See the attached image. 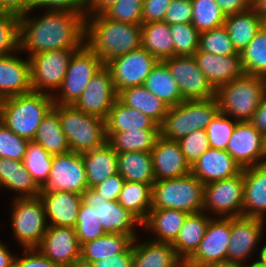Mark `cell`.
<instances>
[{
  "label": "cell",
  "instance_id": "obj_27",
  "mask_svg": "<svg viewBox=\"0 0 266 267\" xmlns=\"http://www.w3.org/2000/svg\"><path fill=\"white\" fill-rule=\"evenodd\" d=\"M137 239H133L132 267H185V262L177 255L172 244L150 239L136 244Z\"/></svg>",
  "mask_w": 266,
  "mask_h": 267
},
{
  "label": "cell",
  "instance_id": "obj_14",
  "mask_svg": "<svg viewBox=\"0 0 266 267\" xmlns=\"http://www.w3.org/2000/svg\"><path fill=\"white\" fill-rule=\"evenodd\" d=\"M82 203L96 208L97 218L106 233L128 234L133 239L137 237L134 228L142 227V222L118 201H109L93 188H88L82 194Z\"/></svg>",
  "mask_w": 266,
  "mask_h": 267
},
{
  "label": "cell",
  "instance_id": "obj_54",
  "mask_svg": "<svg viewBox=\"0 0 266 267\" xmlns=\"http://www.w3.org/2000/svg\"><path fill=\"white\" fill-rule=\"evenodd\" d=\"M46 10L86 13V0H31L30 11L36 8Z\"/></svg>",
  "mask_w": 266,
  "mask_h": 267
},
{
  "label": "cell",
  "instance_id": "obj_19",
  "mask_svg": "<svg viewBox=\"0 0 266 267\" xmlns=\"http://www.w3.org/2000/svg\"><path fill=\"white\" fill-rule=\"evenodd\" d=\"M37 248L45 257L62 267H69L81 256V245L73 227L49 226Z\"/></svg>",
  "mask_w": 266,
  "mask_h": 267
},
{
  "label": "cell",
  "instance_id": "obj_18",
  "mask_svg": "<svg viewBox=\"0 0 266 267\" xmlns=\"http://www.w3.org/2000/svg\"><path fill=\"white\" fill-rule=\"evenodd\" d=\"M118 98L110 70L104 65L95 74L73 106L89 115L106 119Z\"/></svg>",
  "mask_w": 266,
  "mask_h": 267
},
{
  "label": "cell",
  "instance_id": "obj_11",
  "mask_svg": "<svg viewBox=\"0 0 266 267\" xmlns=\"http://www.w3.org/2000/svg\"><path fill=\"white\" fill-rule=\"evenodd\" d=\"M75 51L74 49L49 50L28 57L32 91L49 95L54 94L51 93L53 90L59 91ZM48 90L51 92H45Z\"/></svg>",
  "mask_w": 266,
  "mask_h": 267
},
{
  "label": "cell",
  "instance_id": "obj_56",
  "mask_svg": "<svg viewBox=\"0 0 266 267\" xmlns=\"http://www.w3.org/2000/svg\"><path fill=\"white\" fill-rule=\"evenodd\" d=\"M171 0H143L142 23L163 21Z\"/></svg>",
  "mask_w": 266,
  "mask_h": 267
},
{
  "label": "cell",
  "instance_id": "obj_6",
  "mask_svg": "<svg viewBox=\"0 0 266 267\" xmlns=\"http://www.w3.org/2000/svg\"><path fill=\"white\" fill-rule=\"evenodd\" d=\"M61 129L72 152L85 153L107 142L105 120L86 114L73 105H54Z\"/></svg>",
  "mask_w": 266,
  "mask_h": 267
},
{
  "label": "cell",
  "instance_id": "obj_42",
  "mask_svg": "<svg viewBox=\"0 0 266 267\" xmlns=\"http://www.w3.org/2000/svg\"><path fill=\"white\" fill-rule=\"evenodd\" d=\"M244 73L266 77V28L262 26L240 52Z\"/></svg>",
  "mask_w": 266,
  "mask_h": 267
},
{
  "label": "cell",
  "instance_id": "obj_40",
  "mask_svg": "<svg viewBox=\"0 0 266 267\" xmlns=\"http://www.w3.org/2000/svg\"><path fill=\"white\" fill-rule=\"evenodd\" d=\"M143 85L169 107L184 101L177 82L162 61L150 71Z\"/></svg>",
  "mask_w": 266,
  "mask_h": 267
},
{
  "label": "cell",
  "instance_id": "obj_5",
  "mask_svg": "<svg viewBox=\"0 0 266 267\" xmlns=\"http://www.w3.org/2000/svg\"><path fill=\"white\" fill-rule=\"evenodd\" d=\"M219 112L217 98L184 100L170 106L160 125V136L179 141L195 130H206Z\"/></svg>",
  "mask_w": 266,
  "mask_h": 267
},
{
  "label": "cell",
  "instance_id": "obj_3",
  "mask_svg": "<svg viewBox=\"0 0 266 267\" xmlns=\"http://www.w3.org/2000/svg\"><path fill=\"white\" fill-rule=\"evenodd\" d=\"M52 95L31 91L4 99L0 122L16 135L32 141L43 118L53 108Z\"/></svg>",
  "mask_w": 266,
  "mask_h": 267
},
{
  "label": "cell",
  "instance_id": "obj_37",
  "mask_svg": "<svg viewBox=\"0 0 266 267\" xmlns=\"http://www.w3.org/2000/svg\"><path fill=\"white\" fill-rule=\"evenodd\" d=\"M117 163L118 173L125 181L145 184L156 181L151 152L118 153Z\"/></svg>",
  "mask_w": 266,
  "mask_h": 267
},
{
  "label": "cell",
  "instance_id": "obj_9",
  "mask_svg": "<svg viewBox=\"0 0 266 267\" xmlns=\"http://www.w3.org/2000/svg\"><path fill=\"white\" fill-rule=\"evenodd\" d=\"M103 66L100 58L86 44L76 50L69 61L66 75L59 88L60 97L56 94L52 95L54 105H73L91 78Z\"/></svg>",
  "mask_w": 266,
  "mask_h": 267
},
{
  "label": "cell",
  "instance_id": "obj_39",
  "mask_svg": "<svg viewBox=\"0 0 266 267\" xmlns=\"http://www.w3.org/2000/svg\"><path fill=\"white\" fill-rule=\"evenodd\" d=\"M32 141L40 144L53 156L71 151L67 137L61 129L59 115L53 108L43 118Z\"/></svg>",
  "mask_w": 266,
  "mask_h": 267
},
{
  "label": "cell",
  "instance_id": "obj_16",
  "mask_svg": "<svg viewBox=\"0 0 266 267\" xmlns=\"http://www.w3.org/2000/svg\"><path fill=\"white\" fill-rule=\"evenodd\" d=\"M231 235V218H211L206 233L185 267H208L226 261Z\"/></svg>",
  "mask_w": 266,
  "mask_h": 267
},
{
  "label": "cell",
  "instance_id": "obj_26",
  "mask_svg": "<svg viewBox=\"0 0 266 267\" xmlns=\"http://www.w3.org/2000/svg\"><path fill=\"white\" fill-rule=\"evenodd\" d=\"M38 197L43 201L47 220L50 221L49 226L75 228L82 195L57 191Z\"/></svg>",
  "mask_w": 266,
  "mask_h": 267
},
{
  "label": "cell",
  "instance_id": "obj_70",
  "mask_svg": "<svg viewBox=\"0 0 266 267\" xmlns=\"http://www.w3.org/2000/svg\"><path fill=\"white\" fill-rule=\"evenodd\" d=\"M263 26L266 28V20L263 21Z\"/></svg>",
  "mask_w": 266,
  "mask_h": 267
},
{
  "label": "cell",
  "instance_id": "obj_52",
  "mask_svg": "<svg viewBox=\"0 0 266 267\" xmlns=\"http://www.w3.org/2000/svg\"><path fill=\"white\" fill-rule=\"evenodd\" d=\"M187 163L192 166L210 148L205 130H195L177 141Z\"/></svg>",
  "mask_w": 266,
  "mask_h": 267
},
{
  "label": "cell",
  "instance_id": "obj_49",
  "mask_svg": "<svg viewBox=\"0 0 266 267\" xmlns=\"http://www.w3.org/2000/svg\"><path fill=\"white\" fill-rule=\"evenodd\" d=\"M238 121L218 112L206 128L210 148L226 150L230 137Z\"/></svg>",
  "mask_w": 266,
  "mask_h": 267
},
{
  "label": "cell",
  "instance_id": "obj_20",
  "mask_svg": "<svg viewBox=\"0 0 266 267\" xmlns=\"http://www.w3.org/2000/svg\"><path fill=\"white\" fill-rule=\"evenodd\" d=\"M264 219L258 217H232L231 235L226 261L246 262L262 239Z\"/></svg>",
  "mask_w": 266,
  "mask_h": 267
},
{
  "label": "cell",
  "instance_id": "obj_36",
  "mask_svg": "<svg viewBox=\"0 0 266 267\" xmlns=\"http://www.w3.org/2000/svg\"><path fill=\"white\" fill-rule=\"evenodd\" d=\"M133 244L128 234L106 233L93 241L81 245L80 259L93 263L106 257L124 253Z\"/></svg>",
  "mask_w": 266,
  "mask_h": 267
},
{
  "label": "cell",
  "instance_id": "obj_66",
  "mask_svg": "<svg viewBox=\"0 0 266 267\" xmlns=\"http://www.w3.org/2000/svg\"><path fill=\"white\" fill-rule=\"evenodd\" d=\"M69 267H93V266L91 263H87L79 259L73 262Z\"/></svg>",
  "mask_w": 266,
  "mask_h": 267
},
{
  "label": "cell",
  "instance_id": "obj_35",
  "mask_svg": "<svg viewBox=\"0 0 266 267\" xmlns=\"http://www.w3.org/2000/svg\"><path fill=\"white\" fill-rule=\"evenodd\" d=\"M141 47L158 61L174 56V43L170 25L163 21L141 24Z\"/></svg>",
  "mask_w": 266,
  "mask_h": 267
},
{
  "label": "cell",
  "instance_id": "obj_58",
  "mask_svg": "<svg viewBox=\"0 0 266 267\" xmlns=\"http://www.w3.org/2000/svg\"><path fill=\"white\" fill-rule=\"evenodd\" d=\"M93 267H132L133 244L124 252L91 263Z\"/></svg>",
  "mask_w": 266,
  "mask_h": 267
},
{
  "label": "cell",
  "instance_id": "obj_29",
  "mask_svg": "<svg viewBox=\"0 0 266 267\" xmlns=\"http://www.w3.org/2000/svg\"><path fill=\"white\" fill-rule=\"evenodd\" d=\"M117 156L118 153L107 142L103 146L82 153L88 188H93L118 173Z\"/></svg>",
  "mask_w": 266,
  "mask_h": 267
},
{
  "label": "cell",
  "instance_id": "obj_32",
  "mask_svg": "<svg viewBox=\"0 0 266 267\" xmlns=\"http://www.w3.org/2000/svg\"><path fill=\"white\" fill-rule=\"evenodd\" d=\"M118 98L125 105L150 117L159 126L162 124L169 108L164 101L151 93L144 85L127 87L118 93Z\"/></svg>",
  "mask_w": 266,
  "mask_h": 267
},
{
  "label": "cell",
  "instance_id": "obj_7",
  "mask_svg": "<svg viewBox=\"0 0 266 267\" xmlns=\"http://www.w3.org/2000/svg\"><path fill=\"white\" fill-rule=\"evenodd\" d=\"M204 184L192 173L157 180L152 185V208L181 210L188 214L203 211Z\"/></svg>",
  "mask_w": 266,
  "mask_h": 267
},
{
  "label": "cell",
  "instance_id": "obj_68",
  "mask_svg": "<svg viewBox=\"0 0 266 267\" xmlns=\"http://www.w3.org/2000/svg\"><path fill=\"white\" fill-rule=\"evenodd\" d=\"M249 267H266V265L257 259L255 262L250 264Z\"/></svg>",
  "mask_w": 266,
  "mask_h": 267
},
{
  "label": "cell",
  "instance_id": "obj_31",
  "mask_svg": "<svg viewBox=\"0 0 266 267\" xmlns=\"http://www.w3.org/2000/svg\"><path fill=\"white\" fill-rule=\"evenodd\" d=\"M211 218L212 216H208L204 211L187 215L178 237L172 244L177 255L184 262L198 249Z\"/></svg>",
  "mask_w": 266,
  "mask_h": 267
},
{
  "label": "cell",
  "instance_id": "obj_8",
  "mask_svg": "<svg viewBox=\"0 0 266 267\" xmlns=\"http://www.w3.org/2000/svg\"><path fill=\"white\" fill-rule=\"evenodd\" d=\"M11 216L16 241L24 248H37L49 227L42 199L15 197Z\"/></svg>",
  "mask_w": 266,
  "mask_h": 267
},
{
  "label": "cell",
  "instance_id": "obj_47",
  "mask_svg": "<svg viewBox=\"0 0 266 267\" xmlns=\"http://www.w3.org/2000/svg\"><path fill=\"white\" fill-rule=\"evenodd\" d=\"M20 16L0 12V57L19 51Z\"/></svg>",
  "mask_w": 266,
  "mask_h": 267
},
{
  "label": "cell",
  "instance_id": "obj_12",
  "mask_svg": "<svg viewBox=\"0 0 266 267\" xmlns=\"http://www.w3.org/2000/svg\"><path fill=\"white\" fill-rule=\"evenodd\" d=\"M243 192V171L232 178L206 184L203 211L211 210L212 213L222 218L242 216Z\"/></svg>",
  "mask_w": 266,
  "mask_h": 267
},
{
  "label": "cell",
  "instance_id": "obj_25",
  "mask_svg": "<svg viewBox=\"0 0 266 267\" xmlns=\"http://www.w3.org/2000/svg\"><path fill=\"white\" fill-rule=\"evenodd\" d=\"M242 216L264 218L266 213V163L244 168Z\"/></svg>",
  "mask_w": 266,
  "mask_h": 267
},
{
  "label": "cell",
  "instance_id": "obj_21",
  "mask_svg": "<svg viewBox=\"0 0 266 267\" xmlns=\"http://www.w3.org/2000/svg\"><path fill=\"white\" fill-rule=\"evenodd\" d=\"M153 171L156 181L180 178L191 173L177 141L159 136L151 151Z\"/></svg>",
  "mask_w": 266,
  "mask_h": 267
},
{
  "label": "cell",
  "instance_id": "obj_50",
  "mask_svg": "<svg viewBox=\"0 0 266 267\" xmlns=\"http://www.w3.org/2000/svg\"><path fill=\"white\" fill-rule=\"evenodd\" d=\"M143 0H118L103 14L116 22L142 24Z\"/></svg>",
  "mask_w": 266,
  "mask_h": 267
},
{
  "label": "cell",
  "instance_id": "obj_60",
  "mask_svg": "<svg viewBox=\"0 0 266 267\" xmlns=\"http://www.w3.org/2000/svg\"><path fill=\"white\" fill-rule=\"evenodd\" d=\"M31 0H0V12L14 13L19 16L30 13Z\"/></svg>",
  "mask_w": 266,
  "mask_h": 267
},
{
  "label": "cell",
  "instance_id": "obj_1",
  "mask_svg": "<svg viewBox=\"0 0 266 267\" xmlns=\"http://www.w3.org/2000/svg\"><path fill=\"white\" fill-rule=\"evenodd\" d=\"M20 16L19 51L29 56L57 49L78 50L85 44L86 13L47 10L42 17ZM31 18V19H30Z\"/></svg>",
  "mask_w": 266,
  "mask_h": 267
},
{
  "label": "cell",
  "instance_id": "obj_17",
  "mask_svg": "<svg viewBox=\"0 0 266 267\" xmlns=\"http://www.w3.org/2000/svg\"><path fill=\"white\" fill-rule=\"evenodd\" d=\"M226 151L242 169L263 164L266 163V138L249 121L237 122Z\"/></svg>",
  "mask_w": 266,
  "mask_h": 267
},
{
  "label": "cell",
  "instance_id": "obj_23",
  "mask_svg": "<svg viewBox=\"0 0 266 267\" xmlns=\"http://www.w3.org/2000/svg\"><path fill=\"white\" fill-rule=\"evenodd\" d=\"M194 58L197 66L216 90L245 74L240 53L221 56L197 50Z\"/></svg>",
  "mask_w": 266,
  "mask_h": 267
},
{
  "label": "cell",
  "instance_id": "obj_30",
  "mask_svg": "<svg viewBox=\"0 0 266 267\" xmlns=\"http://www.w3.org/2000/svg\"><path fill=\"white\" fill-rule=\"evenodd\" d=\"M106 132L128 130H160V126L150 117L125 105L119 98L115 101L105 119Z\"/></svg>",
  "mask_w": 266,
  "mask_h": 267
},
{
  "label": "cell",
  "instance_id": "obj_59",
  "mask_svg": "<svg viewBox=\"0 0 266 267\" xmlns=\"http://www.w3.org/2000/svg\"><path fill=\"white\" fill-rule=\"evenodd\" d=\"M221 11L227 16L253 8V0H215Z\"/></svg>",
  "mask_w": 266,
  "mask_h": 267
},
{
  "label": "cell",
  "instance_id": "obj_2",
  "mask_svg": "<svg viewBox=\"0 0 266 267\" xmlns=\"http://www.w3.org/2000/svg\"><path fill=\"white\" fill-rule=\"evenodd\" d=\"M85 44L106 65L141 48V24L116 22L104 14L86 16Z\"/></svg>",
  "mask_w": 266,
  "mask_h": 267
},
{
  "label": "cell",
  "instance_id": "obj_34",
  "mask_svg": "<svg viewBox=\"0 0 266 267\" xmlns=\"http://www.w3.org/2000/svg\"><path fill=\"white\" fill-rule=\"evenodd\" d=\"M0 186L20 194L16 197H38V186L23 161L0 158Z\"/></svg>",
  "mask_w": 266,
  "mask_h": 267
},
{
  "label": "cell",
  "instance_id": "obj_41",
  "mask_svg": "<svg viewBox=\"0 0 266 267\" xmlns=\"http://www.w3.org/2000/svg\"><path fill=\"white\" fill-rule=\"evenodd\" d=\"M152 185L125 181L117 200L142 223L152 208Z\"/></svg>",
  "mask_w": 266,
  "mask_h": 267
},
{
  "label": "cell",
  "instance_id": "obj_43",
  "mask_svg": "<svg viewBox=\"0 0 266 267\" xmlns=\"http://www.w3.org/2000/svg\"><path fill=\"white\" fill-rule=\"evenodd\" d=\"M52 160L53 155L40 144L33 141L28 143L23 164L38 187L49 177Z\"/></svg>",
  "mask_w": 266,
  "mask_h": 267
},
{
  "label": "cell",
  "instance_id": "obj_62",
  "mask_svg": "<svg viewBox=\"0 0 266 267\" xmlns=\"http://www.w3.org/2000/svg\"><path fill=\"white\" fill-rule=\"evenodd\" d=\"M118 0H86V16L103 14Z\"/></svg>",
  "mask_w": 266,
  "mask_h": 267
},
{
  "label": "cell",
  "instance_id": "obj_44",
  "mask_svg": "<svg viewBox=\"0 0 266 267\" xmlns=\"http://www.w3.org/2000/svg\"><path fill=\"white\" fill-rule=\"evenodd\" d=\"M192 25L201 33L224 25L226 15L215 0H191Z\"/></svg>",
  "mask_w": 266,
  "mask_h": 267
},
{
  "label": "cell",
  "instance_id": "obj_64",
  "mask_svg": "<svg viewBox=\"0 0 266 267\" xmlns=\"http://www.w3.org/2000/svg\"><path fill=\"white\" fill-rule=\"evenodd\" d=\"M253 9L263 21L266 20V0H253Z\"/></svg>",
  "mask_w": 266,
  "mask_h": 267
},
{
  "label": "cell",
  "instance_id": "obj_28",
  "mask_svg": "<svg viewBox=\"0 0 266 267\" xmlns=\"http://www.w3.org/2000/svg\"><path fill=\"white\" fill-rule=\"evenodd\" d=\"M187 215L188 213L181 210L151 208L142 228L154 233L155 239L152 241L173 244Z\"/></svg>",
  "mask_w": 266,
  "mask_h": 267
},
{
  "label": "cell",
  "instance_id": "obj_55",
  "mask_svg": "<svg viewBox=\"0 0 266 267\" xmlns=\"http://www.w3.org/2000/svg\"><path fill=\"white\" fill-rule=\"evenodd\" d=\"M24 256L15 258L14 267H62L45 257L38 248H25Z\"/></svg>",
  "mask_w": 266,
  "mask_h": 267
},
{
  "label": "cell",
  "instance_id": "obj_10",
  "mask_svg": "<svg viewBox=\"0 0 266 267\" xmlns=\"http://www.w3.org/2000/svg\"><path fill=\"white\" fill-rule=\"evenodd\" d=\"M88 189L82 153L54 155L49 177L38 187V196L67 191L82 195Z\"/></svg>",
  "mask_w": 266,
  "mask_h": 267
},
{
  "label": "cell",
  "instance_id": "obj_46",
  "mask_svg": "<svg viewBox=\"0 0 266 267\" xmlns=\"http://www.w3.org/2000/svg\"><path fill=\"white\" fill-rule=\"evenodd\" d=\"M174 56H194L199 49L200 32L192 23L170 25Z\"/></svg>",
  "mask_w": 266,
  "mask_h": 267
},
{
  "label": "cell",
  "instance_id": "obj_57",
  "mask_svg": "<svg viewBox=\"0 0 266 267\" xmlns=\"http://www.w3.org/2000/svg\"><path fill=\"white\" fill-rule=\"evenodd\" d=\"M125 180L119 173L111 175L106 180L97 184L93 189L109 201H117Z\"/></svg>",
  "mask_w": 266,
  "mask_h": 267
},
{
  "label": "cell",
  "instance_id": "obj_4",
  "mask_svg": "<svg viewBox=\"0 0 266 267\" xmlns=\"http://www.w3.org/2000/svg\"><path fill=\"white\" fill-rule=\"evenodd\" d=\"M265 93L264 77L244 74L216 90L219 112L238 122L250 121Z\"/></svg>",
  "mask_w": 266,
  "mask_h": 267
},
{
  "label": "cell",
  "instance_id": "obj_67",
  "mask_svg": "<svg viewBox=\"0 0 266 267\" xmlns=\"http://www.w3.org/2000/svg\"><path fill=\"white\" fill-rule=\"evenodd\" d=\"M259 251L258 260L266 265V244Z\"/></svg>",
  "mask_w": 266,
  "mask_h": 267
},
{
  "label": "cell",
  "instance_id": "obj_63",
  "mask_svg": "<svg viewBox=\"0 0 266 267\" xmlns=\"http://www.w3.org/2000/svg\"><path fill=\"white\" fill-rule=\"evenodd\" d=\"M16 255H12L3 242L0 241V267H14Z\"/></svg>",
  "mask_w": 266,
  "mask_h": 267
},
{
  "label": "cell",
  "instance_id": "obj_51",
  "mask_svg": "<svg viewBox=\"0 0 266 267\" xmlns=\"http://www.w3.org/2000/svg\"><path fill=\"white\" fill-rule=\"evenodd\" d=\"M29 142L0 122V158L23 161Z\"/></svg>",
  "mask_w": 266,
  "mask_h": 267
},
{
  "label": "cell",
  "instance_id": "obj_22",
  "mask_svg": "<svg viewBox=\"0 0 266 267\" xmlns=\"http://www.w3.org/2000/svg\"><path fill=\"white\" fill-rule=\"evenodd\" d=\"M242 168L226 150L209 148L191 166V173L204 185L232 178L242 172Z\"/></svg>",
  "mask_w": 266,
  "mask_h": 267
},
{
  "label": "cell",
  "instance_id": "obj_61",
  "mask_svg": "<svg viewBox=\"0 0 266 267\" xmlns=\"http://www.w3.org/2000/svg\"><path fill=\"white\" fill-rule=\"evenodd\" d=\"M249 122L266 138V93Z\"/></svg>",
  "mask_w": 266,
  "mask_h": 267
},
{
  "label": "cell",
  "instance_id": "obj_38",
  "mask_svg": "<svg viewBox=\"0 0 266 267\" xmlns=\"http://www.w3.org/2000/svg\"><path fill=\"white\" fill-rule=\"evenodd\" d=\"M107 143L116 153L151 152L160 130H128L123 132H106Z\"/></svg>",
  "mask_w": 266,
  "mask_h": 267
},
{
  "label": "cell",
  "instance_id": "obj_69",
  "mask_svg": "<svg viewBox=\"0 0 266 267\" xmlns=\"http://www.w3.org/2000/svg\"><path fill=\"white\" fill-rule=\"evenodd\" d=\"M4 99L5 98L0 94V116H1V111H2V108H3Z\"/></svg>",
  "mask_w": 266,
  "mask_h": 267
},
{
  "label": "cell",
  "instance_id": "obj_48",
  "mask_svg": "<svg viewBox=\"0 0 266 267\" xmlns=\"http://www.w3.org/2000/svg\"><path fill=\"white\" fill-rule=\"evenodd\" d=\"M75 230L80 245L106 234L97 218L96 208L86 206L83 203L79 207Z\"/></svg>",
  "mask_w": 266,
  "mask_h": 267
},
{
  "label": "cell",
  "instance_id": "obj_65",
  "mask_svg": "<svg viewBox=\"0 0 266 267\" xmlns=\"http://www.w3.org/2000/svg\"><path fill=\"white\" fill-rule=\"evenodd\" d=\"M245 266L246 264L244 265V263L241 262L223 261L220 263L210 265L208 267H245Z\"/></svg>",
  "mask_w": 266,
  "mask_h": 267
},
{
  "label": "cell",
  "instance_id": "obj_15",
  "mask_svg": "<svg viewBox=\"0 0 266 267\" xmlns=\"http://www.w3.org/2000/svg\"><path fill=\"white\" fill-rule=\"evenodd\" d=\"M159 61L144 48L117 57L105 66L110 70L117 93L131 86L143 85Z\"/></svg>",
  "mask_w": 266,
  "mask_h": 267
},
{
  "label": "cell",
  "instance_id": "obj_24",
  "mask_svg": "<svg viewBox=\"0 0 266 267\" xmlns=\"http://www.w3.org/2000/svg\"><path fill=\"white\" fill-rule=\"evenodd\" d=\"M32 91L30 61L12 53L0 57V94L4 98Z\"/></svg>",
  "mask_w": 266,
  "mask_h": 267
},
{
  "label": "cell",
  "instance_id": "obj_13",
  "mask_svg": "<svg viewBox=\"0 0 266 267\" xmlns=\"http://www.w3.org/2000/svg\"><path fill=\"white\" fill-rule=\"evenodd\" d=\"M162 62L177 82L184 100L216 97V89L197 66L194 56H173Z\"/></svg>",
  "mask_w": 266,
  "mask_h": 267
},
{
  "label": "cell",
  "instance_id": "obj_45",
  "mask_svg": "<svg viewBox=\"0 0 266 267\" xmlns=\"http://www.w3.org/2000/svg\"><path fill=\"white\" fill-rule=\"evenodd\" d=\"M198 50L221 56L237 54L224 25L201 32L199 35Z\"/></svg>",
  "mask_w": 266,
  "mask_h": 267
},
{
  "label": "cell",
  "instance_id": "obj_53",
  "mask_svg": "<svg viewBox=\"0 0 266 267\" xmlns=\"http://www.w3.org/2000/svg\"><path fill=\"white\" fill-rule=\"evenodd\" d=\"M192 15L191 0H171L163 22L168 25L192 23Z\"/></svg>",
  "mask_w": 266,
  "mask_h": 267
},
{
  "label": "cell",
  "instance_id": "obj_33",
  "mask_svg": "<svg viewBox=\"0 0 266 267\" xmlns=\"http://www.w3.org/2000/svg\"><path fill=\"white\" fill-rule=\"evenodd\" d=\"M224 26L237 53H240L263 26V20L253 8L227 15Z\"/></svg>",
  "mask_w": 266,
  "mask_h": 267
}]
</instances>
